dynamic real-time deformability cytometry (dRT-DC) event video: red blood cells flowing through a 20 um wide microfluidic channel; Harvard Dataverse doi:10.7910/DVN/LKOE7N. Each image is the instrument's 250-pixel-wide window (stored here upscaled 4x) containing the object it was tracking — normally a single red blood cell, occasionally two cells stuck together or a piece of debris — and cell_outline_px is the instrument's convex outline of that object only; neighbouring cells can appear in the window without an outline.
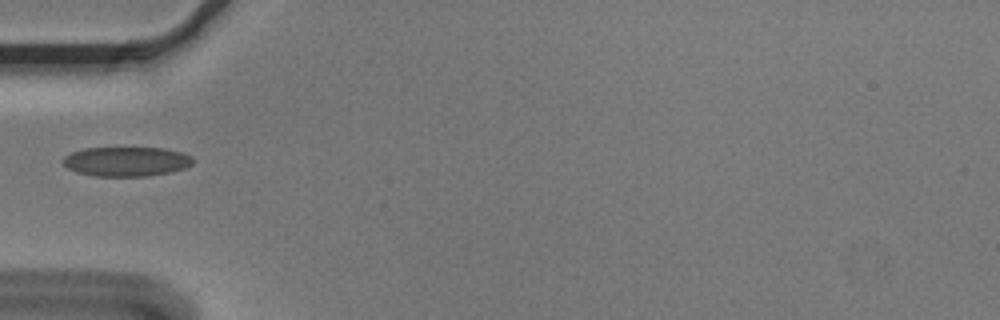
{"species": "Egyptian fruit bat (a non-hibernating species)", "species_latin": "Rousettus aegyptiacus", "temperature_condition": "cold", "stored_images_in_passage": 4, "camera_frame_rate_fps": 3000, "um_per_image_px": 0.085, "animal": {"sex": "male"}, "frame": {"image": 1, "passage_image": 4, "time_ms": 1.0, "image_size_px": [1000, 320], "cell_outline_px": [[196, 160], [192, 164], [184, 168], [172, 172], [148, 176], [96, 176], [76, 172], [68, 168], [60, 160], [64, 156], [72, 152], [84, 148], [164, 148], [184, 152], [192, 156]], "centroid_in_image_um": [10.77, 13.72], "position_along_channel_um": 74.2, "area_um2": 22.6}}